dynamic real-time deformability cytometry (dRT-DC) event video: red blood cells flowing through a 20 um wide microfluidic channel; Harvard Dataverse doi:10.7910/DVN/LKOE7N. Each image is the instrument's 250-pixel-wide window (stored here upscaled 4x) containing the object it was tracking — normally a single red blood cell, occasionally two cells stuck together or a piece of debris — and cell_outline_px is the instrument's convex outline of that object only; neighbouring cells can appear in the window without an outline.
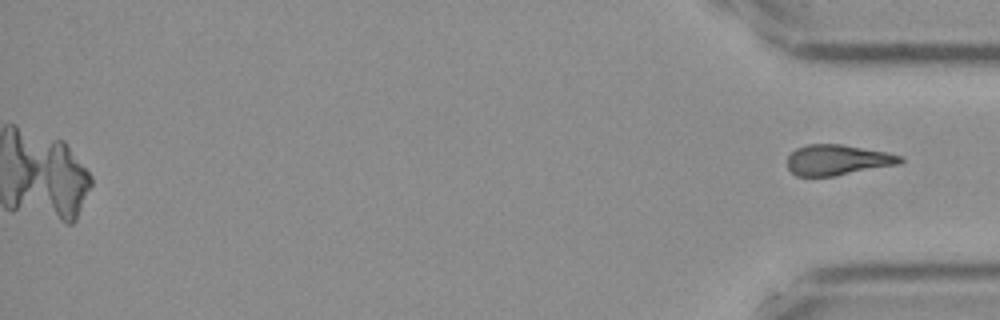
{"species": "Egyptian fruit bat (a non-hibernating species)", "species_latin": "Rousettus aegyptiacus", "temperature_condition": "cold", "stored_images_in_passage": 52, "camera_frame_rate_fps": 3000, "um_per_image_px": 0.085, "frame": {"image": 1, "passage_image": 52, "time_ms": 17.0, "image_size_px": [1000, 320], "cell_outline_px": [[904, 160], [900, 164], [832, 176], [796, 176], [788, 168], [788, 156], [796, 148], [808, 144], [840, 144], [884, 152], [900, 156]], "centroid_in_image_um": [71.16, 13.6], "position_along_channel_um": 364.0, "area_um2": 19.77}}